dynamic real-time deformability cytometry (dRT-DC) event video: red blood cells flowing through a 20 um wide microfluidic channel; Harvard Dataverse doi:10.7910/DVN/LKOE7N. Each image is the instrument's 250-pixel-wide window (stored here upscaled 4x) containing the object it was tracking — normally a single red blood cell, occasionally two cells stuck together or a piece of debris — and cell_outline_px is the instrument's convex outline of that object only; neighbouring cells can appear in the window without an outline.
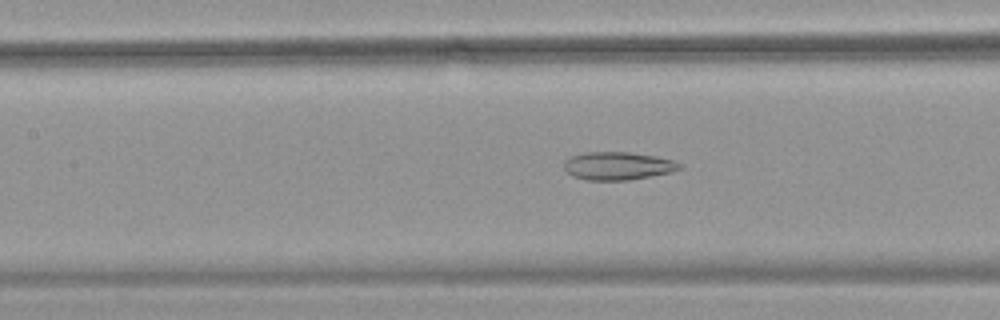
{"species": "common noctule bat (a hibernating species)", "species_latin": "Nyctalus noctula", "temperature_condition": "warm", "stored_images_in_passage": 54, "camera_frame_rate_fps": 3000, "um_per_image_px": 0.085, "animal": {"sex": "female", "body_mass_g": 18.4}, "frame": {"image": 1, "passage_image": 25, "time_ms": 8.0, "image_size_px": [1000, 320], "cell_outline_px": [[684, 168], [672, 172], [628, 180], [588, 180], [572, 176], [564, 168], [564, 160], [572, 156], [584, 152], [628, 152], [656, 156], [676, 160]], "centroid_in_image_um": [52.55, 14.09], "position_along_channel_um": 154.9, "area_um2": 18.96}}
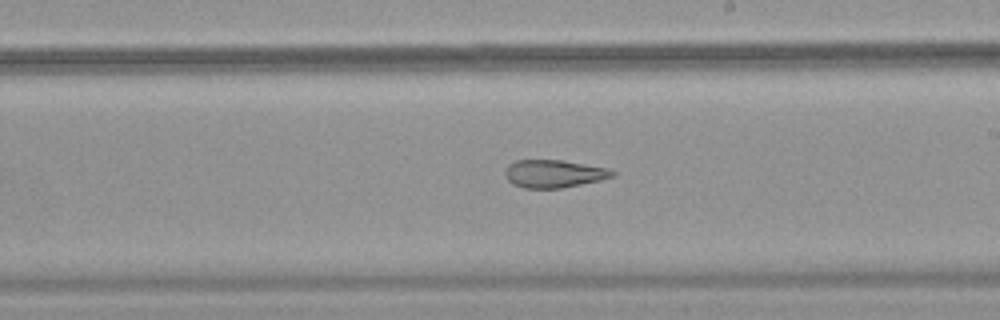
{"frame": {"image": 2, "passage_image": 32, "time_ms": 10.333, "image_size_px": [1000, 320], "cell_outline_px": [[616, 176], [600, 180], [560, 188], [524, 188], [512, 184], [504, 176], [504, 172], [508, 164], [516, 160], [564, 160], [608, 168], [616, 172]], "centroid_in_image_um": [47.07, 14.76], "position_along_channel_um": 241.9, "area_um2": 17.51}}
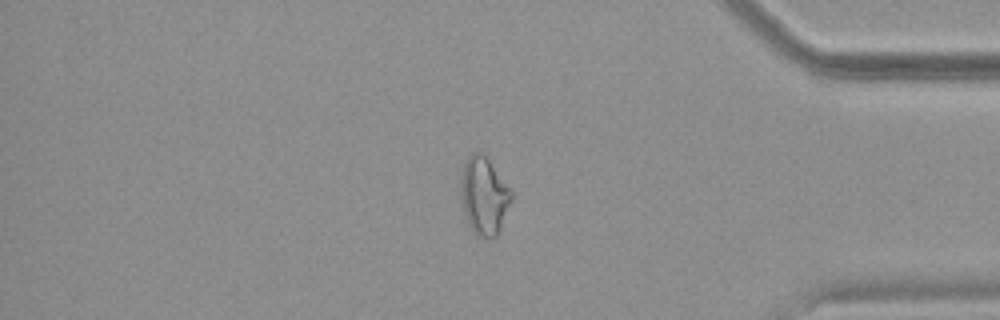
{"frame": {"image": 3, "passage_image": 46, "time_ms": 15.0, "image_size_px": [1000, 320], "cell_outline_px": [[512, 196], [496, 236], [492, 240], [476, 236], [472, 232], [468, 224], [464, 212], [460, 196], [460, 180], [464, 164], [468, 156], [472, 152], [484, 152], [512, 188]], "centroid_in_image_um": [41.12, 16.61], "position_along_channel_um": 394.1, "area_um2": 23.29}, "authors_computed_cell_mechanics": {"area_um2": 23.6691, "velocity_mm_per_s": 3.7521, "shape_relaxation_time_tau1_ms": null, "shape_relaxation_time_tau2_ms": 2.8262, "deformation_change_tau1": null, "deformation_change_tau2": 0.1075}}